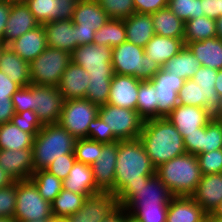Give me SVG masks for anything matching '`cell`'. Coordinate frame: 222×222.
<instances>
[{"instance_id":"obj_7","label":"cell","mask_w":222,"mask_h":222,"mask_svg":"<svg viewBox=\"0 0 222 222\" xmlns=\"http://www.w3.org/2000/svg\"><path fill=\"white\" fill-rule=\"evenodd\" d=\"M116 197L122 207H168L173 195L155 174L147 183L123 188Z\"/></svg>"},{"instance_id":"obj_49","label":"cell","mask_w":222,"mask_h":222,"mask_svg":"<svg viewBox=\"0 0 222 222\" xmlns=\"http://www.w3.org/2000/svg\"><path fill=\"white\" fill-rule=\"evenodd\" d=\"M17 182L0 188V217H13L16 209Z\"/></svg>"},{"instance_id":"obj_42","label":"cell","mask_w":222,"mask_h":222,"mask_svg":"<svg viewBox=\"0 0 222 222\" xmlns=\"http://www.w3.org/2000/svg\"><path fill=\"white\" fill-rule=\"evenodd\" d=\"M103 143L89 138L77 139L75 142L74 154L78 162L92 165L99 157Z\"/></svg>"},{"instance_id":"obj_40","label":"cell","mask_w":222,"mask_h":222,"mask_svg":"<svg viewBox=\"0 0 222 222\" xmlns=\"http://www.w3.org/2000/svg\"><path fill=\"white\" fill-rule=\"evenodd\" d=\"M217 77V70L209 67L200 66L199 70L191 78L195 81L204 91V97L207 98V109L211 112L217 104L218 95L214 87Z\"/></svg>"},{"instance_id":"obj_3","label":"cell","mask_w":222,"mask_h":222,"mask_svg":"<svg viewBox=\"0 0 222 222\" xmlns=\"http://www.w3.org/2000/svg\"><path fill=\"white\" fill-rule=\"evenodd\" d=\"M156 175L173 196H191L202 178L197 156L189 153L161 164Z\"/></svg>"},{"instance_id":"obj_61","label":"cell","mask_w":222,"mask_h":222,"mask_svg":"<svg viewBox=\"0 0 222 222\" xmlns=\"http://www.w3.org/2000/svg\"><path fill=\"white\" fill-rule=\"evenodd\" d=\"M14 180L0 166V188L11 185Z\"/></svg>"},{"instance_id":"obj_13","label":"cell","mask_w":222,"mask_h":222,"mask_svg":"<svg viewBox=\"0 0 222 222\" xmlns=\"http://www.w3.org/2000/svg\"><path fill=\"white\" fill-rule=\"evenodd\" d=\"M32 92V111L37 114L41 124L58 123L65 101L58 87L32 84Z\"/></svg>"},{"instance_id":"obj_58","label":"cell","mask_w":222,"mask_h":222,"mask_svg":"<svg viewBox=\"0 0 222 222\" xmlns=\"http://www.w3.org/2000/svg\"><path fill=\"white\" fill-rule=\"evenodd\" d=\"M15 114L11 99H0V125L10 122Z\"/></svg>"},{"instance_id":"obj_27","label":"cell","mask_w":222,"mask_h":222,"mask_svg":"<svg viewBox=\"0 0 222 222\" xmlns=\"http://www.w3.org/2000/svg\"><path fill=\"white\" fill-rule=\"evenodd\" d=\"M63 189L79 195L92 196L101 191L96 187L91 165L76 161L65 180Z\"/></svg>"},{"instance_id":"obj_9","label":"cell","mask_w":222,"mask_h":222,"mask_svg":"<svg viewBox=\"0 0 222 222\" xmlns=\"http://www.w3.org/2000/svg\"><path fill=\"white\" fill-rule=\"evenodd\" d=\"M98 116L111 129L118 141L138 139L144 120L139 116L137 110L122 108L111 104L99 107Z\"/></svg>"},{"instance_id":"obj_5","label":"cell","mask_w":222,"mask_h":222,"mask_svg":"<svg viewBox=\"0 0 222 222\" xmlns=\"http://www.w3.org/2000/svg\"><path fill=\"white\" fill-rule=\"evenodd\" d=\"M114 73L131 75L140 80H151L161 69L159 64L145 55L144 48L129 41L112 48Z\"/></svg>"},{"instance_id":"obj_67","label":"cell","mask_w":222,"mask_h":222,"mask_svg":"<svg viewBox=\"0 0 222 222\" xmlns=\"http://www.w3.org/2000/svg\"><path fill=\"white\" fill-rule=\"evenodd\" d=\"M212 214L218 218H222V201Z\"/></svg>"},{"instance_id":"obj_50","label":"cell","mask_w":222,"mask_h":222,"mask_svg":"<svg viewBox=\"0 0 222 222\" xmlns=\"http://www.w3.org/2000/svg\"><path fill=\"white\" fill-rule=\"evenodd\" d=\"M88 138L104 144L118 141L112 130L108 129L106 123L99 116L89 123Z\"/></svg>"},{"instance_id":"obj_44","label":"cell","mask_w":222,"mask_h":222,"mask_svg":"<svg viewBox=\"0 0 222 222\" xmlns=\"http://www.w3.org/2000/svg\"><path fill=\"white\" fill-rule=\"evenodd\" d=\"M168 7L184 22L204 16L201 0H171Z\"/></svg>"},{"instance_id":"obj_1","label":"cell","mask_w":222,"mask_h":222,"mask_svg":"<svg viewBox=\"0 0 222 222\" xmlns=\"http://www.w3.org/2000/svg\"><path fill=\"white\" fill-rule=\"evenodd\" d=\"M139 140L155 168L186 153L182 135L166 117L144 121Z\"/></svg>"},{"instance_id":"obj_45","label":"cell","mask_w":222,"mask_h":222,"mask_svg":"<svg viewBox=\"0 0 222 222\" xmlns=\"http://www.w3.org/2000/svg\"><path fill=\"white\" fill-rule=\"evenodd\" d=\"M112 19H126L135 13L133 0H97Z\"/></svg>"},{"instance_id":"obj_65","label":"cell","mask_w":222,"mask_h":222,"mask_svg":"<svg viewBox=\"0 0 222 222\" xmlns=\"http://www.w3.org/2000/svg\"><path fill=\"white\" fill-rule=\"evenodd\" d=\"M205 222H222V218L214 216L212 213L207 214Z\"/></svg>"},{"instance_id":"obj_73","label":"cell","mask_w":222,"mask_h":222,"mask_svg":"<svg viewBox=\"0 0 222 222\" xmlns=\"http://www.w3.org/2000/svg\"><path fill=\"white\" fill-rule=\"evenodd\" d=\"M4 45L0 42V53H1V50H2V47H3Z\"/></svg>"},{"instance_id":"obj_12","label":"cell","mask_w":222,"mask_h":222,"mask_svg":"<svg viewBox=\"0 0 222 222\" xmlns=\"http://www.w3.org/2000/svg\"><path fill=\"white\" fill-rule=\"evenodd\" d=\"M109 19L97 0H78L72 17L76 25L77 46L92 44L94 33Z\"/></svg>"},{"instance_id":"obj_34","label":"cell","mask_w":222,"mask_h":222,"mask_svg":"<svg viewBox=\"0 0 222 222\" xmlns=\"http://www.w3.org/2000/svg\"><path fill=\"white\" fill-rule=\"evenodd\" d=\"M34 136L24 132L12 122L0 125V149L20 150L33 148Z\"/></svg>"},{"instance_id":"obj_56","label":"cell","mask_w":222,"mask_h":222,"mask_svg":"<svg viewBox=\"0 0 222 222\" xmlns=\"http://www.w3.org/2000/svg\"><path fill=\"white\" fill-rule=\"evenodd\" d=\"M21 86L0 70V99H11Z\"/></svg>"},{"instance_id":"obj_10","label":"cell","mask_w":222,"mask_h":222,"mask_svg":"<svg viewBox=\"0 0 222 222\" xmlns=\"http://www.w3.org/2000/svg\"><path fill=\"white\" fill-rule=\"evenodd\" d=\"M51 217V204L39 194L35 184L30 179L17 181L16 222H32Z\"/></svg>"},{"instance_id":"obj_54","label":"cell","mask_w":222,"mask_h":222,"mask_svg":"<svg viewBox=\"0 0 222 222\" xmlns=\"http://www.w3.org/2000/svg\"><path fill=\"white\" fill-rule=\"evenodd\" d=\"M135 13L152 14L168 7V0H133Z\"/></svg>"},{"instance_id":"obj_24","label":"cell","mask_w":222,"mask_h":222,"mask_svg":"<svg viewBox=\"0 0 222 222\" xmlns=\"http://www.w3.org/2000/svg\"><path fill=\"white\" fill-rule=\"evenodd\" d=\"M7 46L23 60L31 63L47 48L46 32L43 25L26 32Z\"/></svg>"},{"instance_id":"obj_72","label":"cell","mask_w":222,"mask_h":222,"mask_svg":"<svg viewBox=\"0 0 222 222\" xmlns=\"http://www.w3.org/2000/svg\"><path fill=\"white\" fill-rule=\"evenodd\" d=\"M220 11H221V16H222V0H220Z\"/></svg>"},{"instance_id":"obj_66","label":"cell","mask_w":222,"mask_h":222,"mask_svg":"<svg viewBox=\"0 0 222 222\" xmlns=\"http://www.w3.org/2000/svg\"><path fill=\"white\" fill-rule=\"evenodd\" d=\"M124 222H140V221L137 220L134 216H132L128 212H126L124 215Z\"/></svg>"},{"instance_id":"obj_28","label":"cell","mask_w":222,"mask_h":222,"mask_svg":"<svg viewBox=\"0 0 222 222\" xmlns=\"http://www.w3.org/2000/svg\"><path fill=\"white\" fill-rule=\"evenodd\" d=\"M184 43L199 60L201 66L214 70L222 69V40L220 38L213 37Z\"/></svg>"},{"instance_id":"obj_37","label":"cell","mask_w":222,"mask_h":222,"mask_svg":"<svg viewBox=\"0 0 222 222\" xmlns=\"http://www.w3.org/2000/svg\"><path fill=\"white\" fill-rule=\"evenodd\" d=\"M88 195H79L62 189L59 195L51 203V212L54 217L67 218L79 211Z\"/></svg>"},{"instance_id":"obj_4","label":"cell","mask_w":222,"mask_h":222,"mask_svg":"<svg viewBox=\"0 0 222 222\" xmlns=\"http://www.w3.org/2000/svg\"><path fill=\"white\" fill-rule=\"evenodd\" d=\"M75 142L59 123L43 125L33 141L34 171L45 169L61 155L74 154Z\"/></svg>"},{"instance_id":"obj_6","label":"cell","mask_w":222,"mask_h":222,"mask_svg":"<svg viewBox=\"0 0 222 222\" xmlns=\"http://www.w3.org/2000/svg\"><path fill=\"white\" fill-rule=\"evenodd\" d=\"M71 61L88 71L89 82L111 81L114 76L112 48L107 45L78 46L71 53Z\"/></svg>"},{"instance_id":"obj_55","label":"cell","mask_w":222,"mask_h":222,"mask_svg":"<svg viewBox=\"0 0 222 222\" xmlns=\"http://www.w3.org/2000/svg\"><path fill=\"white\" fill-rule=\"evenodd\" d=\"M205 132V126L196 128V132L189 133L183 137L186 153L198 155L201 153L202 134Z\"/></svg>"},{"instance_id":"obj_26","label":"cell","mask_w":222,"mask_h":222,"mask_svg":"<svg viewBox=\"0 0 222 222\" xmlns=\"http://www.w3.org/2000/svg\"><path fill=\"white\" fill-rule=\"evenodd\" d=\"M207 213L191 196H173L168 205L166 222H205Z\"/></svg>"},{"instance_id":"obj_39","label":"cell","mask_w":222,"mask_h":222,"mask_svg":"<svg viewBox=\"0 0 222 222\" xmlns=\"http://www.w3.org/2000/svg\"><path fill=\"white\" fill-rule=\"evenodd\" d=\"M30 180L37 187L39 194L50 204L63 189V181L45 169L34 171Z\"/></svg>"},{"instance_id":"obj_69","label":"cell","mask_w":222,"mask_h":222,"mask_svg":"<svg viewBox=\"0 0 222 222\" xmlns=\"http://www.w3.org/2000/svg\"><path fill=\"white\" fill-rule=\"evenodd\" d=\"M0 222H16L13 217H0Z\"/></svg>"},{"instance_id":"obj_33","label":"cell","mask_w":222,"mask_h":222,"mask_svg":"<svg viewBox=\"0 0 222 222\" xmlns=\"http://www.w3.org/2000/svg\"><path fill=\"white\" fill-rule=\"evenodd\" d=\"M200 66L199 60L184 46L183 49L168 60L162 68L169 73L178 75V77L184 80H188L194 76Z\"/></svg>"},{"instance_id":"obj_15","label":"cell","mask_w":222,"mask_h":222,"mask_svg":"<svg viewBox=\"0 0 222 222\" xmlns=\"http://www.w3.org/2000/svg\"><path fill=\"white\" fill-rule=\"evenodd\" d=\"M118 154V141L103 143L101 153L92 163L93 179L101 192H110L115 195V170Z\"/></svg>"},{"instance_id":"obj_17","label":"cell","mask_w":222,"mask_h":222,"mask_svg":"<svg viewBox=\"0 0 222 222\" xmlns=\"http://www.w3.org/2000/svg\"><path fill=\"white\" fill-rule=\"evenodd\" d=\"M166 118L184 137L196 132V128L206 126L213 117L212 112L206 108L178 104Z\"/></svg>"},{"instance_id":"obj_36","label":"cell","mask_w":222,"mask_h":222,"mask_svg":"<svg viewBox=\"0 0 222 222\" xmlns=\"http://www.w3.org/2000/svg\"><path fill=\"white\" fill-rule=\"evenodd\" d=\"M157 99L154 85L149 80H141L138 88L136 110L144 121L157 118Z\"/></svg>"},{"instance_id":"obj_22","label":"cell","mask_w":222,"mask_h":222,"mask_svg":"<svg viewBox=\"0 0 222 222\" xmlns=\"http://www.w3.org/2000/svg\"><path fill=\"white\" fill-rule=\"evenodd\" d=\"M191 197L207 214L213 213L222 201V173L202 175Z\"/></svg>"},{"instance_id":"obj_60","label":"cell","mask_w":222,"mask_h":222,"mask_svg":"<svg viewBox=\"0 0 222 222\" xmlns=\"http://www.w3.org/2000/svg\"><path fill=\"white\" fill-rule=\"evenodd\" d=\"M125 213V209L122 206H119L112 214L101 222H124Z\"/></svg>"},{"instance_id":"obj_48","label":"cell","mask_w":222,"mask_h":222,"mask_svg":"<svg viewBox=\"0 0 222 222\" xmlns=\"http://www.w3.org/2000/svg\"><path fill=\"white\" fill-rule=\"evenodd\" d=\"M10 122L24 132L32 134L34 137L43 127L41 122L38 120L37 114L31 110L15 113Z\"/></svg>"},{"instance_id":"obj_14","label":"cell","mask_w":222,"mask_h":222,"mask_svg":"<svg viewBox=\"0 0 222 222\" xmlns=\"http://www.w3.org/2000/svg\"><path fill=\"white\" fill-rule=\"evenodd\" d=\"M149 81L158 98L157 118L166 117L179 104L178 93L185 80L161 68Z\"/></svg>"},{"instance_id":"obj_41","label":"cell","mask_w":222,"mask_h":222,"mask_svg":"<svg viewBox=\"0 0 222 222\" xmlns=\"http://www.w3.org/2000/svg\"><path fill=\"white\" fill-rule=\"evenodd\" d=\"M178 103L207 109V98L204 97V91L192 79L184 81L178 93Z\"/></svg>"},{"instance_id":"obj_46","label":"cell","mask_w":222,"mask_h":222,"mask_svg":"<svg viewBox=\"0 0 222 222\" xmlns=\"http://www.w3.org/2000/svg\"><path fill=\"white\" fill-rule=\"evenodd\" d=\"M140 222H166L168 207H123Z\"/></svg>"},{"instance_id":"obj_64","label":"cell","mask_w":222,"mask_h":222,"mask_svg":"<svg viewBox=\"0 0 222 222\" xmlns=\"http://www.w3.org/2000/svg\"><path fill=\"white\" fill-rule=\"evenodd\" d=\"M217 37L222 40V16L216 20Z\"/></svg>"},{"instance_id":"obj_71","label":"cell","mask_w":222,"mask_h":222,"mask_svg":"<svg viewBox=\"0 0 222 222\" xmlns=\"http://www.w3.org/2000/svg\"><path fill=\"white\" fill-rule=\"evenodd\" d=\"M11 2H25L26 0H10Z\"/></svg>"},{"instance_id":"obj_23","label":"cell","mask_w":222,"mask_h":222,"mask_svg":"<svg viewBox=\"0 0 222 222\" xmlns=\"http://www.w3.org/2000/svg\"><path fill=\"white\" fill-rule=\"evenodd\" d=\"M47 46L67 51L70 54L77 46L76 25L72 20H55L43 24Z\"/></svg>"},{"instance_id":"obj_20","label":"cell","mask_w":222,"mask_h":222,"mask_svg":"<svg viewBox=\"0 0 222 222\" xmlns=\"http://www.w3.org/2000/svg\"><path fill=\"white\" fill-rule=\"evenodd\" d=\"M39 25L25 2H11L10 15L6 22L1 43L8 45L13 40L35 29Z\"/></svg>"},{"instance_id":"obj_8","label":"cell","mask_w":222,"mask_h":222,"mask_svg":"<svg viewBox=\"0 0 222 222\" xmlns=\"http://www.w3.org/2000/svg\"><path fill=\"white\" fill-rule=\"evenodd\" d=\"M71 62V54L54 47L47 48L30 63L31 84L58 86Z\"/></svg>"},{"instance_id":"obj_32","label":"cell","mask_w":222,"mask_h":222,"mask_svg":"<svg viewBox=\"0 0 222 222\" xmlns=\"http://www.w3.org/2000/svg\"><path fill=\"white\" fill-rule=\"evenodd\" d=\"M155 34L171 38H184L185 22L169 8L151 14Z\"/></svg>"},{"instance_id":"obj_25","label":"cell","mask_w":222,"mask_h":222,"mask_svg":"<svg viewBox=\"0 0 222 222\" xmlns=\"http://www.w3.org/2000/svg\"><path fill=\"white\" fill-rule=\"evenodd\" d=\"M88 71L72 61L61 76L58 90L64 100L86 98L87 87L89 85Z\"/></svg>"},{"instance_id":"obj_18","label":"cell","mask_w":222,"mask_h":222,"mask_svg":"<svg viewBox=\"0 0 222 222\" xmlns=\"http://www.w3.org/2000/svg\"><path fill=\"white\" fill-rule=\"evenodd\" d=\"M78 0H26L35 20L43 25L55 20H72Z\"/></svg>"},{"instance_id":"obj_16","label":"cell","mask_w":222,"mask_h":222,"mask_svg":"<svg viewBox=\"0 0 222 222\" xmlns=\"http://www.w3.org/2000/svg\"><path fill=\"white\" fill-rule=\"evenodd\" d=\"M119 207L116 195L100 192L88 196L82 208L67 217L69 222H101Z\"/></svg>"},{"instance_id":"obj_35","label":"cell","mask_w":222,"mask_h":222,"mask_svg":"<svg viewBox=\"0 0 222 222\" xmlns=\"http://www.w3.org/2000/svg\"><path fill=\"white\" fill-rule=\"evenodd\" d=\"M125 41H127V36L124 20L110 18L94 33L93 44L113 48Z\"/></svg>"},{"instance_id":"obj_21","label":"cell","mask_w":222,"mask_h":222,"mask_svg":"<svg viewBox=\"0 0 222 222\" xmlns=\"http://www.w3.org/2000/svg\"><path fill=\"white\" fill-rule=\"evenodd\" d=\"M140 81V79L131 75L114 73L111 80L107 103L122 108L136 110Z\"/></svg>"},{"instance_id":"obj_30","label":"cell","mask_w":222,"mask_h":222,"mask_svg":"<svg viewBox=\"0 0 222 222\" xmlns=\"http://www.w3.org/2000/svg\"><path fill=\"white\" fill-rule=\"evenodd\" d=\"M0 70L21 87L31 84L30 63L4 45L0 53Z\"/></svg>"},{"instance_id":"obj_70","label":"cell","mask_w":222,"mask_h":222,"mask_svg":"<svg viewBox=\"0 0 222 222\" xmlns=\"http://www.w3.org/2000/svg\"><path fill=\"white\" fill-rule=\"evenodd\" d=\"M32 222H52V217L51 218H45V219H39V220L32 221Z\"/></svg>"},{"instance_id":"obj_38","label":"cell","mask_w":222,"mask_h":222,"mask_svg":"<svg viewBox=\"0 0 222 222\" xmlns=\"http://www.w3.org/2000/svg\"><path fill=\"white\" fill-rule=\"evenodd\" d=\"M217 37L216 20L201 16L185 22L184 42L202 41Z\"/></svg>"},{"instance_id":"obj_68","label":"cell","mask_w":222,"mask_h":222,"mask_svg":"<svg viewBox=\"0 0 222 222\" xmlns=\"http://www.w3.org/2000/svg\"><path fill=\"white\" fill-rule=\"evenodd\" d=\"M52 222H69L68 218L52 216Z\"/></svg>"},{"instance_id":"obj_29","label":"cell","mask_w":222,"mask_h":222,"mask_svg":"<svg viewBox=\"0 0 222 222\" xmlns=\"http://www.w3.org/2000/svg\"><path fill=\"white\" fill-rule=\"evenodd\" d=\"M185 46L184 38H171L155 34L145 45L144 52L149 59L157 62L162 68L173 56Z\"/></svg>"},{"instance_id":"obj_51","label":"cell","mask_w":222,"mask_h":222,"mask_svg":"<svg viewBox=\"0 0 222 222\" xmlns=\"http://www.w3.org/2000/svg\"><path fill=\"white\" fill-rule=\"evenodd\" d=\"M111 81L89 82L86 99L97 106L107 104L110 93Z\"/></svg>"},{"instance_id":"obj_19","label":"cell","mask_w":222,"mask_h":222,"mask_svg":"<svg viewBox=\"0 0 222 222\" xmlns=\"http://www.w3.org/2000/svg\"><path fill=\"white\" fill-rule=\"evenodd\" d=\"M0 166L15 182L29 180L34 172L33 149H0Z\"/></svg>"},{"instance_id":"obj_53","label":"cell","mask_w":222,"mask_h":222,"mask_svg":"<svg viewBox=\"0 0 222 222\" xmlns=\"http://www.w3.org/2000/svg\"><path fill=\"white\" fill-rule=\"evenodd\" d=\"M14 105L15 113L32 111L33 106V92L32 84L20 87L11 97Z\"/></svg>"},{"instance_id":"obj_2","label":"cell","mask_w":222,"mask_h":222,"mask_svg":"<svg viewBox=\"0 0 222 222\" xmlns=\"http://www.w3.org/2000/svg\"><path fill=\"white\" fill-rule=\"evenodd\" d=\"M156 174L143 144L138 139L118 141L115 170V195L123 188L140 186Z\"/></svg>"},{"instance_id":"obj_57","label":"cell","mask_w":222,"mask_h":222,"mask_svg":"<svg viewBox=\"0 0 222 222\" xmlns=\"http://www.w3.org/2000/svg\"><path fill=\"white\" fill-rule=\"evenodd\" d=\"M201 7L205 16L214 20L221 17L220 0H201Z\"/></svg>"},{"instance_id":"obj_11","label":"cell","mask_w":222,"mask_h":222,"mask_svg":"<svg viewBox=\"0 0 222 222\" xmlns=\"http://www.w3.org/2000/svg\"><path fill=\"white\" fill-rule=\"evenodd\" d=\"M99 106L86 98L65 100L59 124L76 140L88 138L89 123L98 116Z\"/></svg>"},{"instance_id":"obj_47","label":"cell","mask_w":222,"mask_h":222,"mask_svg":"<svg viewBox=\"0 0 222 222\" xmlns=\"http://www.w3.org/2000/svg\"><path fill=\"white\" fill-rule=\"evenodd\" d=\"M202 175L222 173V149L196 155Z\"/></svg>"},{"instance_id":"obj_63","label":"cell","mask_w":222,"mask_h":222,"mask_svg":"<svg viewBox=\"0 0 222 222\" xmlns=\"http://www.w3.org/2000/svg\"><path fill=\"white\" fill-rule=\"evenodd\" d=\"M218 97L222 96V69L217 70V77L214 85Z\"/></svg>"},{"instance_id":"obj_62","label":"cell","mask_w":222,"mask_h":222,"mask_svg":"<svg viewBox=\"0 0 222 222\" xmlns=\"http://www.w3.org/2000/svg\"><path fill=\"white\" fill-rule=\"evenodd\" d=\"M212 117L216 120L222 121V96L217 99V104L212 112Z\"/></svg>"},{"instance_id":"obj_31","label":"cell","mask_w":222,"mask_h":222,"mask_svg":"<svg viewBox=\"0 0 222 222\" xmlns=\"http://www.w3.org/2000/svg\"><path fill=\"white\" fill-rule=\"evenodd\" d=\"M123 20L127 41L137 46L144 48L155 35L151 14L134 13L129 18Z\"/></svg>"},{"instance_id":"obj_59","label":"cell","mask_w":222,"mask_h":222,"mask_svg":"<svg viewBox=\"0 0 222 222\" xmlns=\"http://www.w3.org/2000/svg\"><path fill=\"white\" fill-rule=\"evenodd\" d=\"M11 10L10 0H0V42Z\"/></svg>"},{"instance_id":"obj_52","label":"cell","mask_w":222,"mask_h":222,"mask_svg":"<svg viewBox=\"0 0 222 222\" xmlns=\"http://www.w3.org/2000/svg\"><path fill=\"white\" fill-rule=\"evenodd\" d=\"M76 161L75 154H64L58 159L55 158L54 161L45 168V170L54 174L58 179L63 181L68 176Z\"/></svg>"},{"instance_id":"obj_43","label":"cell","mask_w":222,"mask_h":222,"mask_svg":"<svg viewBox=\"0 0 222 222\" xmlns=\"http://www.w3.org/2000/svg\"><path fill=\"white\" fill-rule=\"evenodd\" d=\"M219 149H222V121L212 118L202 134L201 153Z\"/></svg>"}]
</instances>
